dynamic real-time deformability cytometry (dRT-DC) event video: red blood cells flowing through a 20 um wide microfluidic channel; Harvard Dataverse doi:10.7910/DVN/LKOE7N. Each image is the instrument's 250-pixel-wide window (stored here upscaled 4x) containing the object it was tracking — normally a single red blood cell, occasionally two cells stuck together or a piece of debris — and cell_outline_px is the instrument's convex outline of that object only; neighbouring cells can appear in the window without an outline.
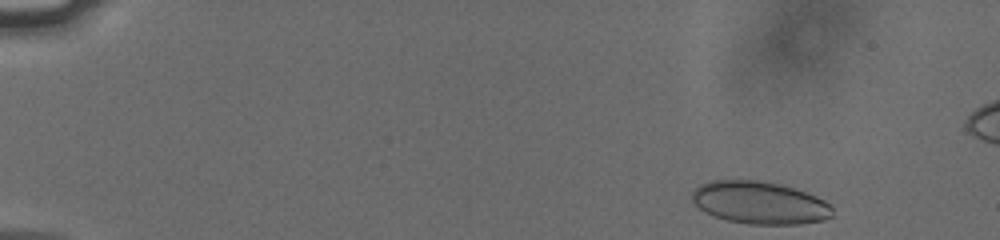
{"species": "human", "species_latin": "Homo sapiens", "temperature_condition": "cold", "stored_images_in_passage": 46, "camera_frame_rate_fps": 3000, "um_per_image_px": 0.085, "donor": {"sex": "male"}, "frame": {"image": 1, "passage_image": 2, "time_ms": 0.333, "image_size_px": [1000, 240], "cell_outline_px": [[832, 216], [824, 220], [800, 224], [748, 224], [728, 220], [716, 216], [700, 208], [692, 200], [692, 192], [700, 184], [712, 180], [756, 180], [780, 184], [796, 188], [816, 196], [824, 200], [832, 208]], "centroid_in_image_um": [64.59, 17.22], "position_along_channel_um": 20.4, "area_um2": 34.62}}
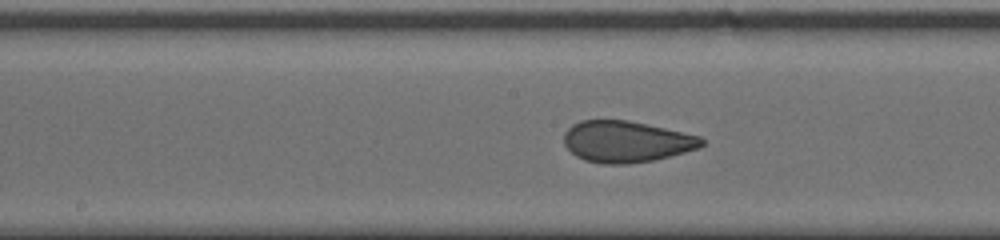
{"frame": {"image": 2, "passage_image": 26, "time_ms": 8.333, "image_size_px": [1000, 240], "cell_outline_px": [[704, 144], [700, 148], [652, 160], [624, 164], [604, 164], [584, 160], [576, 156], [564, 144], [564, 132], [572, 124], [580, 120], [628, 120], [700, 136], [704, 140]], "centroid_in_image_um": [53.21, 12.03], "position_along_channel_um": 195.0, "area_um2": 33.0}}
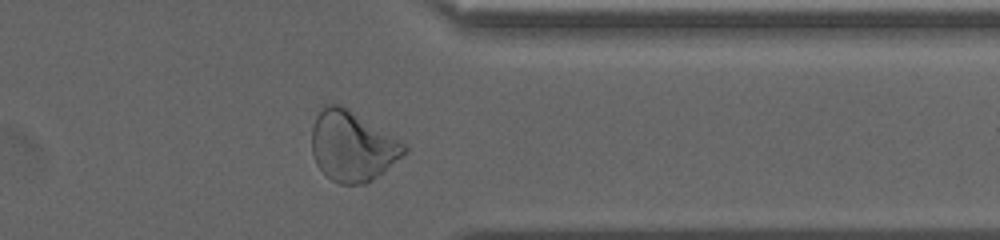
{"frame": {"image": 3, "passage_image": 41, "time_ms": 13.333, "image_size_px": [1000, 240], "cell_outline_px": [[408, 152], [372, 180], [364, 184], [340, 184], [332, 180], [316, 164], [312, 152], [312, 128], [316, 116], [324, 104], [340, 104], [348, 108], [404, 144], [408, 148]], "centroid_in_image_um": [29.92, 12.42], "position_along_channel_um": 381.5, "area_um2": 37.34}, "authors_computed_cell_mechanics": {"area_um2": 34.3043, "velocity_mm_per_s": 3.794, "shape_relaxation_time_tau1_ms": null, "shape_relaxation_time_tau2_ms": 0.8024, "deformation_change_tau1": null, "deformation_change_tau2": 0.0755}}